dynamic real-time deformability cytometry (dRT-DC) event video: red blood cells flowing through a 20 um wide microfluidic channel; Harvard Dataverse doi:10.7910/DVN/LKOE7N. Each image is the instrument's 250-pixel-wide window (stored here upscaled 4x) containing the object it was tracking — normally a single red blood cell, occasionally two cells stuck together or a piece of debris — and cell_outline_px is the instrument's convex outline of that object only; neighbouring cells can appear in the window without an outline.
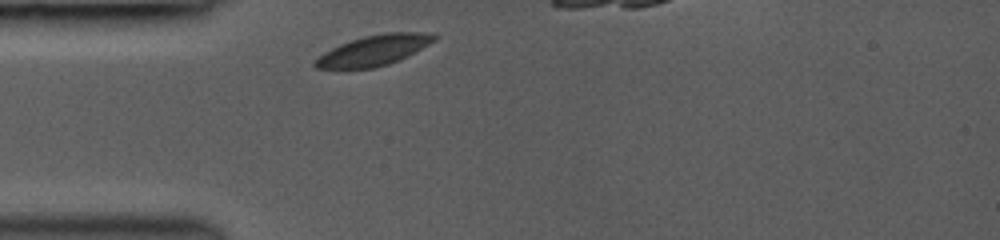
{"species": "common noctule bat (a hibernating species)", "species_latin": "Nyctalus noctula", "temperature_condition": "room temperature", "stored_images_in_passage": 1, "camera_frame_rate_fps": 3000, "um_per_image_px": 0.085, "animal": {"sex": "female", "body_mass_g": 19.0, "forearm_length_mm": 53.3}, "frame": {"image": 1, "passage_image": 1, "time_ms": 0.0, "image_size_px": [1000, 240], "cell_outline_px": [[440, 36], [436, 40], [408, 56], [400, 60], [388, 64], [372, 68], [316, 68], [312, 64], [324, 52], [340, 44], [364, 36], [384, 32], [428, 32]], "centroid_in_image_um": [31.84, 4.26], "position_along_channel_um": 53.2, "area_um2": 21.04}}